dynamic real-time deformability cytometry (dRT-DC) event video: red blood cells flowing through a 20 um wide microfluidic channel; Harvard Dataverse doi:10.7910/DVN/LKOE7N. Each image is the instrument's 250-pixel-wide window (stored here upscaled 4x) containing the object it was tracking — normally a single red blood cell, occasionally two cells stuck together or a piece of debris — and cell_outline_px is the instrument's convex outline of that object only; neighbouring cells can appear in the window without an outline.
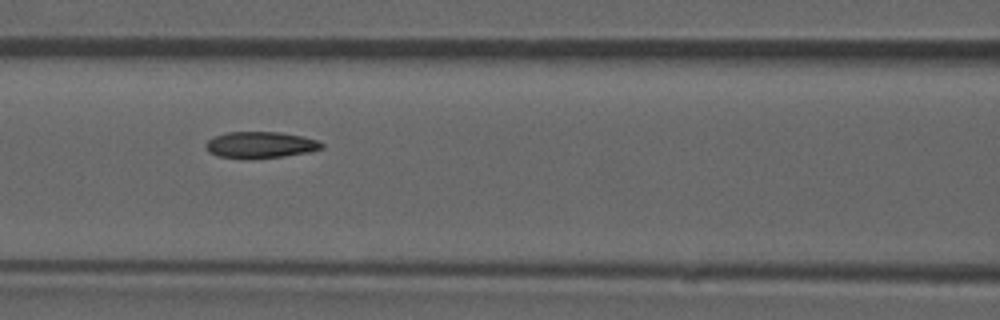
{"species": "common noctule bat (a hibernating species)", "species_latin": "Nyctalus noctula", "temperature_condition": "room temperature", "stored_images_in_passage": 53, "camera_frame_rate_fps": 3000, "um_per_image_px": 0.085, "animal": {"sex": "male", "forearm_length_mm": 52.5}, "frame": {"image": 1, "passage_image": 23, "time_ms": 7.333, "image_size_px": [1000, 320], "cell_outline_px": [[324, 148], [308, 152], [284, 156], [244, 160], [216, 156], [208, 152], [204, 144], [208, 140], [216, 136], [228, 132], [280, 132], [304, 136], [316, 140], [324, 144]], "centroid_in_image_um": [22.11, 12.33], "position_along_channel_um": 144.5, "area_um2": 18.15}}
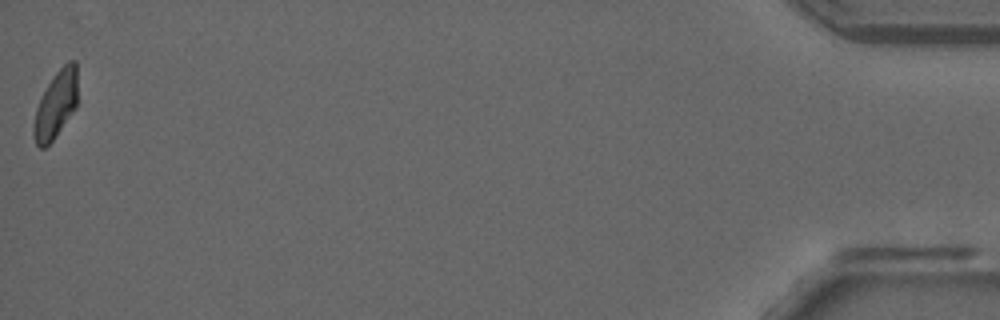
{"frame": {"image": 2, "passage_image": 53, "time_ms": 17.333, "image_size_px": [1000, 320], "cell_outline_px": [[76, 108], [56, 136], [44, 148], [40, 148], [36, 144], [32, 136], [32, 128], [36, 108], [48, 84], [56, 72], [68, 60], [76, 60]], "centroid_in_image_um": [4.73, 8.92], "position_along_channel_um": 430.5, "area_um2": 17.05}, "authors_computed_cell_mechanics": {"area_um2": 18.1492, "velocity_mm_per_s": 3.8501, "shape_relaxation_time_tau1_ms": 8.551, "shape_relaxation_time_tau2_ms": 2.0417, "deformation_change_tau1": 0.207, "deformation_change_tau2": 0.074}}